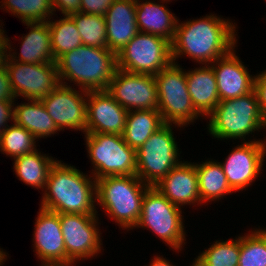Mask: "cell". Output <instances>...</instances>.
<instances>
[{
    "label": "cell",
    "instance_id": "obj_1",
    "mask_svg": "<svg viewBox=\"0 0 266 266\" xmlns=\"http://www.w3.org/2000/svg\"><path fill=\"white\" fill-rule=\"evenodd\" d=\"M220 17L211 13L184 22L178 19L171 42L172 61L177 63L185 55L198 64H212L237 47L236 23Z\"/></svg>",
    "mask_w": 266,
    "mask_h": 266
},
{
    "label": "cell",
    "instance_id": "obj_2",
    "mask_svg": "<svg viewBox=\"0 0 266 266\" xmlns=\"http://www.w3.org/2000/svg\"><path fill=\"white\" fill-rule=\"evenodd\" d=\"M41 197V208L59 214L98 215L96 180L87 173L57 160Z\"/></svg>",
    "mask_w": 266,
    "mask_h": 266
},
{
    "label": "cell",
    "instance_id": "obj_3",
    "mask_svg": "<svg viewBox=\"0 0 266 266\" xmlns=\"http://www.w3.org/2000/svg\"><path fill=\"white\" fill-rule=\"evenodd\" d=\"M56 64L60 84L73 83L85 91L107 90L117 70L115 53L83 44L62 55Z\"/></svg>",
    "mask_w": 266,
    "mask_h": 266
},
{
    "label": "cell",
    "instance_id": "obj_4",
    "mask_svg": "<svg viewBox=\"0 0 266 266\" xmlns=\"http://www.w3.org/2000/svg\"><path fill=\"white\" fill-rule=\"evenodd\" d=\"M150 186L136 175L105 176L96 180V202L122 230L137 225L142 200Z\"/></svg>",
    "mask_w": 266,
    "mask_h": 266
},
{
    "label": "cell",
    "instance_id": "obj_5",
    "mask_svg": "<svg viewBox=\"0 0 266 266\" xmlns=\"http://www.w3.org/2000/svg\"><path fill=\"white\" fill-rule=\"evenodd\" d=\"M206 119H209L207 131L217 140L245 142L247 135L266 129V118L259 110L254 90L241 97L220 101Z\"/></svg>",
    "mask_w": 266,
    "mask_h": 266
},
{
    "label": "cell",
    "instance_id": "obj_6",
    "mask_svg": "<svg viewBox=\"0 0 266 266\" xmlns=\"http://www.w3.org/2000/svg\"><path fill=\"white\" fill-rule=\"evenodd\" d=\"M158 92V111L164 123L185 128L202 116L195 110L186 82V72L180 64L171 62L154 75ZM201 117V118H200Z\"/></svg>",
    "mask_w": 266,
    "mask_h": 266
},
{
    "label": "cell",
    "instance_id": "obj_7",
    "mask_svg": "<svg viewBox=\"0 0 266 266\" xmlns=\"http://www.w3.org/2000/svg\"><path fill=\"white\" fill-rule=\"evenodd\" d=\"M181 209L150 186L143 197L140 218L134 228L152 230L163 243L169 245V249L182 251L187 235Z\"/></svg>",
    "mask_w": 266,
    "mask_h": 266
},
{
    "label": "cell",
    "instance_id": "obj_8",
    "mask_svg": "<svg viewBox=\"0 0 266 266\" xmlns=\"http://www.w3.org/2000/svg\"><path fill=\"white\" fill-rule=\"evenodd\" d=\"M87 156L95 180L105 176L136 175V150L128 146L122 135L86 133Z\"/></svg>",
    "mask_w": 266,
    "mask_h": 266
},
{
    "label": "cell",
    "instance_id": "obj_9",
    "mask_svg": "<svg viewBox=\"0 0 266 266\" xmlns=\"http://www.w3.org/2000/svg\"><path fill=\"white\" fill-rule=\"evenodd\" d=\"M172 125L165 123L136 150V176L149 186H155L181 162Z\"/></svg>",
    "mask_w": 266,
    "mask_h": 266
},
{
    "label": "cell",
    "instance_id": "obj_10",
    "mask_svg": "<svg viewBox=\"0 0 266 266\" xmlns=\"http://www.w3.org/2000/svg\"><path fill=\"white\" fill-rule=\"evenodd\" d=\"M117 69L156 75L172 62L171 43L159 36L138 32L116 54Z\"/></svg>",
    "mask_w": 266,
    "mask_h": 266
},
{
    "label": "cell",
    "instance_id": "obj_11",
    "mask_svg": "<svg viewBox=\"0 0 266 266\" xmlns=\"http://www.w3.org/2000/svg\"><path fill=\"white\" fill-rule=\"evenodd\" d=\"M59 219L66 248V266H74L102 253L98 215L62 213Z\"/></svg>",
    "mask_w": 266,
    "mask_h": 266
},
{
    "label": "cell",
    "instance_id": "obj_12",
    "mask_svg": "<svg viewBox=\"0 0 266 266\" xmlns=\"http://www.w3.org/2000/svg\"><path fill=\"white\" fill-rule=\"evenodd\" d=\"M5 67L16 99L41 100L60 84L56 63L28 64L7 57Z\"/></svg>",
    "mask_w": 266,
    "mask_h": 266
},
{
    "label": "cell",
    "instance_id": "obj_13",
    "mask_svg": "<svg viewBox=\"0 0 266 266\" xmlns=\"http://www.w3.org/2000/svg\"><path fill=\"white\" fill-rule=\"evenodd\" d=\"M265 156V140L255 138L234 146L226 160L219 162L234 192L246 191L255 182L262 173Z\"/></svg>",
    "mask_w": 266,
    "mask_h": 266
},
{
    "label": "cell",
    "instance_id": "obj_14",
    "mask_svg": "<svg viewBox=\"0 0 266 266\" xmlns=\"http://www.w3.org/2000/svg\"><path fill=\"white\" fill-rule=\"evenodd\" d=\"M87 93L82 89L59 84L41 102L60 131L70 128L86 134Z\"/></svg>",
    "mask_w": 266,
    "mask_h": 266
},
{
    "label": "cell",
    "instance_id": "obj_15",
    "mask_svg": "<svg viewBox=\"0 0 266 266\" xmlns=\"http://www.w3.org/2000/svg\"><path fill=\"white\" fill-rule=\"evenodd\" d=\"M107 91L128 111L158 110V92L154 75L117 69Z\"/></svg>",
    "mask_w": 266,
    "mask_h": 266
},
{
    "label": "cell",
    "instance_id": "obj_16",
    "mask_svg": "<svg viewBox=\"0 0 266 266\" xmlns=\"http://www.w3.org/2000/svg\"><path fill=\"white\" fill-rule=\"evenodd\" d=\"M35 218L33 248L40 266H66V248L59 213L39 208Z\"/></svg>",
    "mask_w": 266,
    "mask_h": 266
},
{
    "label": "cell",
    "instance_id": "obj_17",
    "mask_svg": "<svg viewBox=\"0 0 266 266\" xmlns=\"http://www.w3.org/2000/svg\"><path fill=\"white\" fill-rule=\"evenodd\" d=\"M127 113L107 90L88 91L86 133L122 135Z\"/></svg>",
    "mask_w": 266,
    "mask_h": 266
},
{
    "label": "cell",
    "instance_id": "obj_18",
    "mask_svg": "<svg viewBox=\"0 0 266 266\" xmlns=\"http://www.w3.org/2000/svg\"><path fill=\"white\" fill-rule=\"evenodd\" d=\"M236 55L235 47L225 56L212 64L220 101L249 94L254 90L255 75L249 73L241 59Z\"/></svg>",
    "mask_w": 266,
    "mask_h": 266
},
{
    "label": "cell",
    "instance_id": "obj_19",
    "mask_svg": "<svg viewBox=\"0 0 266 266\" xmlns=\"http://www.w3.org/2000/svg\"><path fill=\"white\" fill-rule=\"evenodd\" d=\"M174 205L184 208L186 205L201 203L199 196L198 175L195 163L181 160L163 179L155 186Z\"/></svg>",
    "mask_w": 266,
    "mask_h": 266
},
{
    "label": "cell",
    "instance_id": "obj_20",
    "mask_svg": "<svg viewBox=\"0 0 266 266\" xmlns=\"http://www.w3.org/2000/svg\"><path fill=\"white\" fill-rule=\"evenodd\" d=\"M104 18L107 49L118 54L139 32L136 23V0H115Z\"/></svg>",
    "mask_w": 266,
    "mask_h": 266
},
{
    "label": "cell",
    "instance_id": "obj_21",
    "mask_svg": "<svg viewBox=\"0 0 266 266\" xmlns=\"http://www.w3.org/2000/svg\"><path fill=\"white\" fill-rule=\"evenodd\" d=\"M23 24H26V28L30 30L25 36L21 37L20 53L13 50L15 48L12 47L10 43L11 40L6 35L8 58L11 61L28 64L56 63L51 47V35L48 21Z\"/></svg>",
    "mask_w": 266,
    "mask_h": 266
},
{
    "label": "cell",
    "instance_id": "obj_22",
    "mask_svg": "<svg viewBox=\"0 0 266 266\" xmlns=\"http://www.w3.org/2000/svg\"><path fill=\"white\" fill-rule=\"evenodd\" d=\"M188 92L195 110L207 118L220 102L216 76L210 64L185 70Z\"/></svg>",
    "mask_w": 266,
    "mask_h": 266
},
{
    "label": "cell",
    "instance_id": "obj_23",
    "mask_svg": "<svg viewBox=\"0 0 266 266\" xmlns=\"http://www.w3.org/2000/svg\"><path fill=\"white\" fill-rule=\"evenodd\" d=\"M143 1V2H141ZM145 1V2H144ZM136 0V23L139 32L149 33L173 41L177 17L164 4L170 1ZM163 3V4H161Z\"/></svg>",
    "mask_w": 266,
    "mask_h": 266
},
{
    "label": "cell",
    "instance_id": "obj_24",
    "mask_svg": "<svg viewBox=\"0 0 266 266\" xmlns=\"http://www.w3.org/2000/svg\"><path fill=\"white\" fill-rule=\"evenodd\" d=\"M27 101L23 103L21 101L17 105L14 101L13 121L16 124L29 131L37 141L60 132L41 100Z\"/></svg>",
    "mask_w": 266,
    "mask_h": 266
},
{
    "label": "cell",
    "instance_id": "obj_25",
    "mask_svg": "<svg viewBox=\"0 0 266 266\" xmlns=\"http://www.w3.org/2000/svg\"><path fill=\"white\" fill-rule=\"evenodd\" d=\"M195 163L198 175L199 196L201 203L219 201L234 191L228 184L222 166L217 160L207 159Z\"/></svg>",
    "mask_w": 266,
    "mask_h": 266
},
{
    "label": "cell",
    "instance_id": "obj_26",
    "mask_svg": "<svg viewBox=\"0 0 266 266\" xmlns=\"http://www.w3.org/2000/svg\"><path fill=\"white\" fill-rule=\"evenodd\" d=\"M38 150L14 158L13 172L15 171L17 178L27 186L37 190L42 189L43 192L50 170L57 158L43 154Z\"/></svg>",
    "mask_w": 266,
    "mask_h": 266
},
{
    "label": "cell",
    "instance_id": "obj_27",
    "mask_svg": "<svg viewBox=\"0 0 266 266\" xmlns=\"http://www.w3.org/2000/svg\"><path fill=\"white\" fill-rule=\"evenodd\" d=\"M164 124L158 110H131L127 113L122 137L128 146L138 150Z\"/></svg>",
    "mask_w": 266,
    "mask_h": 266
},
{
    "label": "cell",
    "instance_id": "obj_28",
    "mask_svg": "<svg viewBox=\"0 0 266 266\" xmlns=\"http://www.w3.org/2000/svg\"><path fill=\"white\" fill-rule=\"evenodd\" d=\"M240 257V235L235 239L214 241L199 253L190 266H238Z\"/></svg>",
    "mask_w": 266,
    "mask_h": 266
},
{
    "label": "cell",
    "instance_id": "obj_29",
    "mask_svg": "<svg viewBox=\"0 0 266 266\" xmlns=\"http://www.w3.org/2000/svg\"><path fill=\"white\" fill-rule=\"evenodd\" d=\"M62 16L59 20L54 19L53 21L50 19L48 21L55 61L65 53L82 45L81 35L74 21L68 15Z\"/></svg>",
    "mask_w": 266,
    "mask_h": 266
},
{
    "label": "cell",
    "instance_id": "obj_30",
    "mask_svg": "<svg viewBox=\"0 0 266 266\" xmlns=\"http://www.w3.org/2000/svg\"><path fill=\"white\" fill-rule=\"evenodd\" d=\"M0 9L15 15L22 23L49 21L54 15L51 0H2ZM4 7V8H3Z\"/></svg>",
    "mask_w": 266,
    "mask_h": 266
},
{
    "label": "cell",
    "instance_id": "obj_31",
    "mask_svg": "<svg viewBox=\"0 0 266 266\" xmlns=\"http://www.w3.org/2000/svg\"><path fill=\"white\" fill-rule=\"evenodd\" d=\"M11 124L0 133V152L14 159L35 151V137L14 121Z\"/></svg>",
    "mask_w": 266,
    "mask_h": 266
},
{
    "label": "cell",
    "instance_id": "obj_32",
    "mask_svg": "<svg viewBox=\"0 0 266 266\" xmlns=\"http://www.w3.org/2000/svg\"><path fill=\"white\" fill-rule=\"evenodd\" d=\"M75 23L82 44L107 49L105 18L101 15L76 12L68 15Z\"/></svg>",
    "mask_w": 266,
    "mask_h": 266
},
{
    "label": "cell",
    "instance_id": "obj_33",
    "mask_svg": "<svg viewBox=\"0 0 266 266\" xmlns=\"http://www.w3.org/2000/svg\"><path fill=\"white\" fill-rule=\"evenodd\" d=\"M240 235L238 266H266V228H254Z\"/></svg>",
    "mask_w": 266,
    "mask_h": 266
},
{
    "label": "cell",
    "instance_id": "obj_34",
    "mask_svg": "<svg viewBox=\"0 0 266 266\" xmlns=\"http://www.w3.org/2000/svg\"><path fill=\"white\" fill-rule=\"evenodd\" d=\"M114 1L115 0H81L79 12L104 16Z\"/></svg>",
    "mask_w": 266,
    "mask_h": 266
},
{
    "label": "cell",
    "instance_id": "obj_35",
    "mask_svg": "<svg viewBox=\"0 0 266 266\" xmlns=\"http://www.w3.org/2000/svg\"><path fill=\"white\" fill-rule=\"evenodd\" d=\"M257 74L254 80V91L257 95L259 110L266 118V69Z\"/></svg>",
    "mask_w": 266,
    "mask_h": 266
},
{
    "label": "cell",
    "instance_id": "obj_36",
    "mask_svg": "<svg viewBox=\"0 0 266 266\" xmlns=\"http://www.w3.org/2000/svg\"><path fill=\"white\" fill-rule=\"evenodd\" d=\"M81 0H51L54 15L56 10L63 15H70L80 11Z\"/></svg>",
    "mask_w": 266,
    "mask_h": 266
},
{
    "label": "cell",
    "instance_id": "obj_37",
    "mask_svg": "<svg viewBox=\"0 0 266 266\" xmlns=\"http://www.w3.org/2000/svg\"><path fill=\"white\" fill-rule=\"evenodd\" d=\"M0 100L15 101L6 67L0 69Z\"/></svg>",
    "mask_w": 266,
    "mask_h": 266
},
{
    "label": "cell",
    "instance_id": "obj_38",
    "mask_svg": "<svg viewBox=\"0 0 266 266\" xmlns=\"http://www.w3.org/2000/svg\"><path fill=\"white\" fill-rule=\"evenodd\" d=\"M14 101L0 100V133L8 126V122H13Z\"/></svg>",
    "mask_w": 266,
    "mask_h": 266
},
{
    "label": "cell",
    "instance_id": "obj_39",
    "mask_svg": "<svg viewBox=\"0 0 266 266\" xmlns=\"http://www.w3.org/2000/svg\"><path fill=\"white\" fill-rule=\"evenodd\" d=\"M8 45L4 28L0 30V69L5 67L6 59L8 57Z\"/></svg>",
    "mask_w": 266,
    "mask_h": 266
},
{
    "label": "cell",
    "instance_id": "obj_40",
    "mask_svg": "<svg viewBox=\"0 0 266 266\" xmlns=\"http://www.w3.org/2000/svg\"><path fill=\"white\" fill-rule=\"evenodd\" d=\"M166 259L167 258H164L162 255L153 256V259H151L149 265L145 266H176L175 264H172L171 260L169 261L168 259Z\"/></svg>",
    "mask_w": 266,
    "mask_h": 266
},
{
    "label": "cell",
    "instance_id": "obj_41",
    "mask_svg": "<svg viewBox=\"0 0 266 266\" xmlns=\"http://www.w3.org/2000/svg\"><path fill=\"white\" fill-rule=\"evenodd\" d=\"M3 23H2V21H1V24H0V30L3 28V25H2Z\"/></svg>",
    "mask_w": 266,
    "mask_h": 266
}]
</instances>
